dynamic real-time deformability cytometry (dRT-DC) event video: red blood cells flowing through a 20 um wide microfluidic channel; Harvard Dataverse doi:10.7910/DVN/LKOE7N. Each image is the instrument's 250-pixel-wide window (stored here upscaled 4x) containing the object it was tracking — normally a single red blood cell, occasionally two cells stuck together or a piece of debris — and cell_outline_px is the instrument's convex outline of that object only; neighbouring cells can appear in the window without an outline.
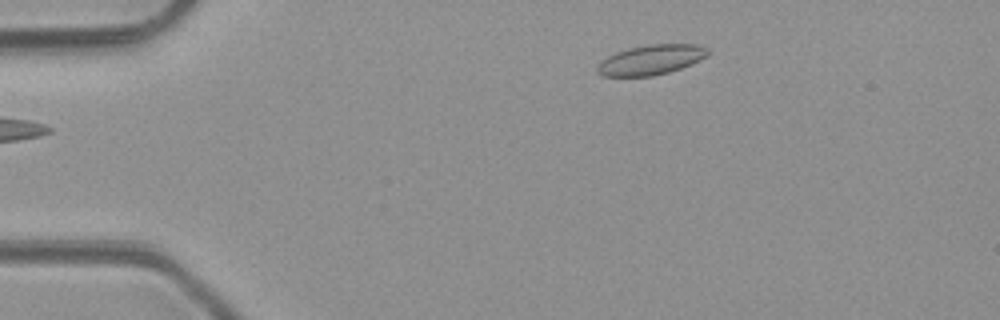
{"species": "common noctule bat (a hibernating species)", "species_latin": "Nyctalus noctula", "temperature_condition": "room temperature", "stored_images_in_passage": 4, "camera_frame_rate_fps": 3000, "um_per_image_px": 0.085, "animal": {"sex": "male", "body_mass_g": 23.1, "forearm_length_mm": 52.7}, "frame": {"image": 1, "passage_image": 1, "time_ms": 0.0, "image_size_px": [1000, 320], "cell_outline_px": [[712, 52], [708, 56], [692, 64], [668, 72], [652, 76], [604, 76], [596, 72], [596, 68], [600, 60], [616, 52], [628, 48], [648, 44], [696, 44], [708, 48]], "centroid_in_image_um": [55.35, 5.07], "position_along_channel_um": 29.6, "area_um2": 19.48}}
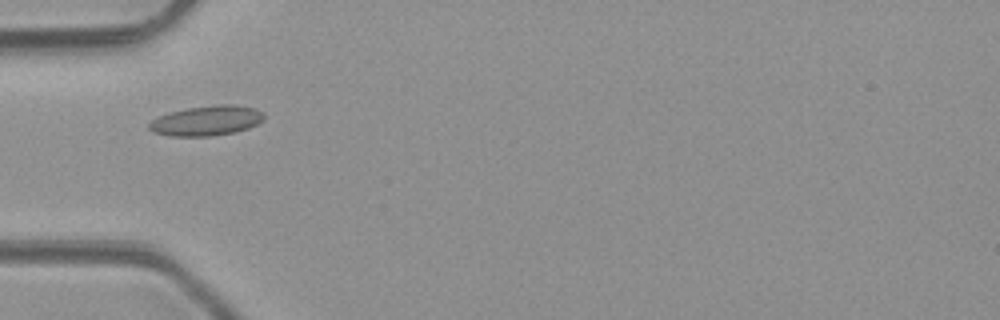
{"frame": {"image": 2, "passage_image": 3, "time_ms": 2.333, "image_size_px": [1000, 320], "cell_outline_px": [[264, 120], [248, 128], [236, 132], [212, 136], [168, 136], [152, 132], [148, 128], [148, 124], [152, 120], [168, 112], [188, 108], [220, 104], [236, 104], [256, 108], [264, 112]], "centroid_in_image_um": [17.57, 10.25], "position_along_channel_um": 67.4, "area_um2": 20.29}}
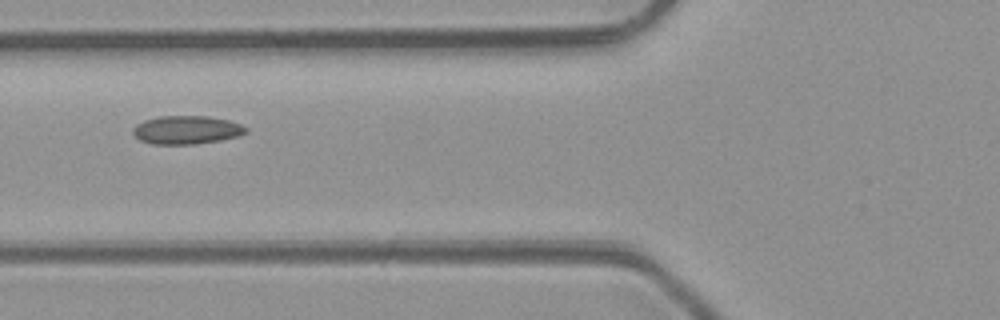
{"frame": {"image": 3, "passage_image": 4, "time_ms": 3.333, "image_size_px": [1000, 320], "cell_outline_px": [[248, 132], [240, 136], [220, 140], [196, 144], [152, 144], [140, 140], [132, 132], [132, 128], [136, 124], [144, 120], [160, 116], [208, 116], [228, 120], [240, 124], [248, 128]], "centroid_in_image_um": [15.87, 11.04], "position_along_channel_um": 109.9, "area_um2": 18.79}}